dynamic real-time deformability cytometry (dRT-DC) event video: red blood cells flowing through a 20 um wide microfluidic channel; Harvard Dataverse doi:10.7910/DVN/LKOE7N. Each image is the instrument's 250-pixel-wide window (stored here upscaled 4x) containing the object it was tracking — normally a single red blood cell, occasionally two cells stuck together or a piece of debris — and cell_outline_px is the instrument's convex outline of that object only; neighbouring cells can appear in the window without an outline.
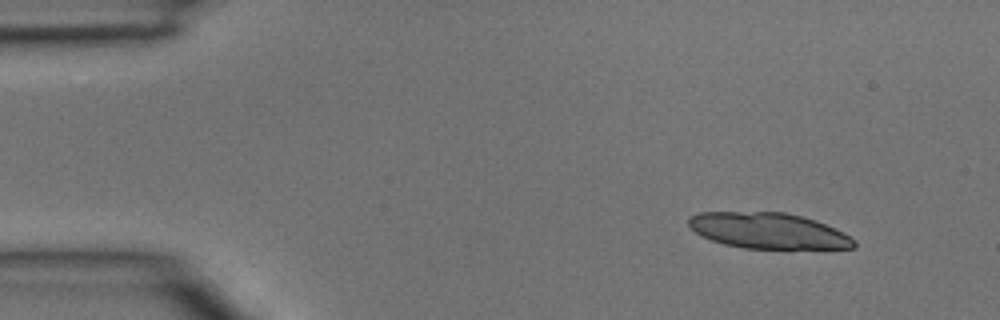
{"species": "common noctule bat (a hibernating species)", "species_latin": "Nyctalus noctula", "temperature_condition": "room temperature", "stored_images_in_passage": 3, "camera_frame_rate_fps": 3000, "um_per_image_px": 0.085, "animal": {"sex": "male", "body_mass_g": 15.6}, "frame": {"image": 1, "passage_image": 1, "time_ms": 0.0, "image_size_px": [1000, 320], "cell_outline_px": [[856, 248], [744, 248], [724, 244], [712, 240], [696, 232], [688, 224], [688, 216], [700, 212], [784, 212], [816, 220], [844, 232], [856, 240]], "centroid_in_image_um": [65.32, 19.6], "position_along_channel_um": 19.7, "area_um2": 34.33}}